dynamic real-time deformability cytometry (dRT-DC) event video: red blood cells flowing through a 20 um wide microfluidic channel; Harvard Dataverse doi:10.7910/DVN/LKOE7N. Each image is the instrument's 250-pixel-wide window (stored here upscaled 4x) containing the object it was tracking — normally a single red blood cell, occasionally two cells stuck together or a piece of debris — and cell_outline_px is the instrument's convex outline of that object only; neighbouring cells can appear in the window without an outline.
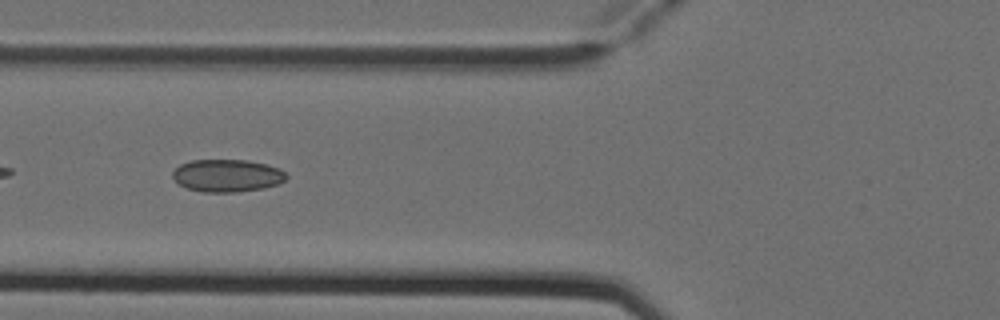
{"species": "Egyptian fruit bat (a non-hibernating species)", "species_latin": "Rousettus aegyptiacus", "temperature_condition": "cold", "stored_images_in_passage": 6, "camera_frame_rate_fps": 3000, "um_per_image_px": 0.085, "animal": {"sex": "female"}, "frame": {"image": 1, "passage_image": 6, "time_ms": 1.667, "image_size_px": [1000, 320], "cell_outline_px": [[288, 176], [284, 180], [276, 184], [264, 188], [236, 192], [204, 192], [188, 188], [180, 184], [172, 176], [172, 172], [180, 164], [192, 160], [244, 160], [264, 164], [280, 168]], "centroid_in_image_um": [19.3, 14.92], "position_along_channel_um": 106.5, "area_um2": 21.33}}